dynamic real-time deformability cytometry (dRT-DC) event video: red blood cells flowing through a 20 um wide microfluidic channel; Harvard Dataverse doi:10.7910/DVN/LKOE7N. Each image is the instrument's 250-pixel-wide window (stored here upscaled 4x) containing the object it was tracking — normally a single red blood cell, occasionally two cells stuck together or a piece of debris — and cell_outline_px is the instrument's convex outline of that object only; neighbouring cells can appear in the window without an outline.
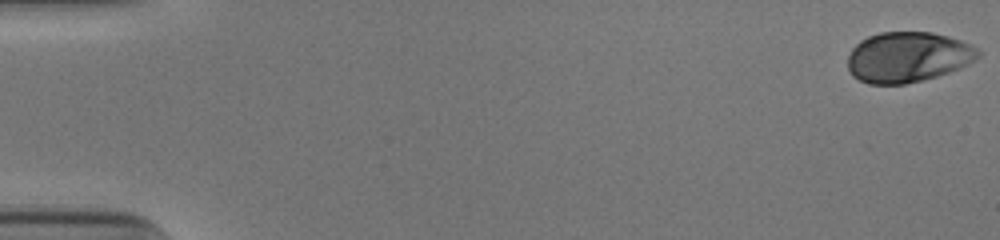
{"species": "human", "species_latin": "Homo sapiens", "temperature_condition": "cold", "stored_images_in_passage": 47, "camera_frame_rate_fps": 3000, "um_per_image_px": 0.085, "donor": {"sex": "male"}, "frame": {"image": 1, "passage_image": 1, "time_ms": 0.0, "image_size_px": [1000, 240], "cell_outline_px": [[980, 56], [968, 64], [960, 68], [924, 80], [904, 84], [868, 84], [852, 76], [848, 68], [848, 56], [852, 48], [860, 40], [868, 36], [880, 32], [932, 32], [948, 36], [960, 40], [976, 48], [980, 52]], "centroid_in_image_um": [77.14, 4.85], "position_along_channel_um": 7.9, "area_um2": 38.32}}
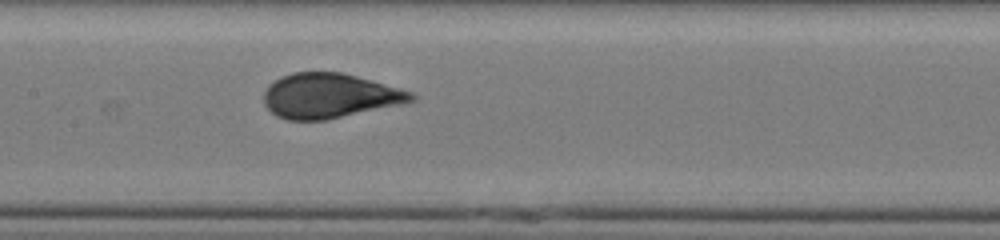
{"frame": {"image": 2, "passage_image": 27, "time_ms": 8.667, "image_size_px": [1000, 240], "cell_outline_px": [[416, 100], [400, 104], [324, 120], [288, 120], [276, 116], [264, 104], [264, 92], [268, 84], [280, 76], [292, 72], [340, 72], [356, 76], [400, 88], [412, 92], [416, 96]], "centroid_in_image_um": [27.97, 8.13], "position_along_channel_um": 179.4, "area_um2": 38.26}}
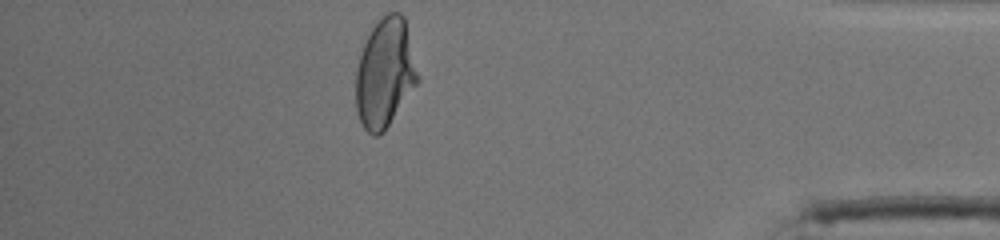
{"frame": {"image": 3, "passage_image": 47, "time_ms": 15.333, "image_size_px": [1000, 240], "cell_outline_px": [[420, 80], [384, 132], [376, 136], [372, 136], [364, 128], [360, 120], [356, 108], [356, 72], [360, 52], [372, 28], [388, 12], [400, 12], [404, 16], [420, 76]], "centroid_in_image_um": [32.74, 6.23], "position_along_channel_um": 402.5, "area_um2": 39.42}, "authors_computed_cell_mechanics": {"area_um2": 38.437, "velocity_mm_per_s": 3.9085, "shape_relaxation_time_tau1_ms": 4.8138, "shape_relaxation_time_tau2_ms": null, "deformation_change_tau1": 0.1899, "deformation_change_tau2": null}}